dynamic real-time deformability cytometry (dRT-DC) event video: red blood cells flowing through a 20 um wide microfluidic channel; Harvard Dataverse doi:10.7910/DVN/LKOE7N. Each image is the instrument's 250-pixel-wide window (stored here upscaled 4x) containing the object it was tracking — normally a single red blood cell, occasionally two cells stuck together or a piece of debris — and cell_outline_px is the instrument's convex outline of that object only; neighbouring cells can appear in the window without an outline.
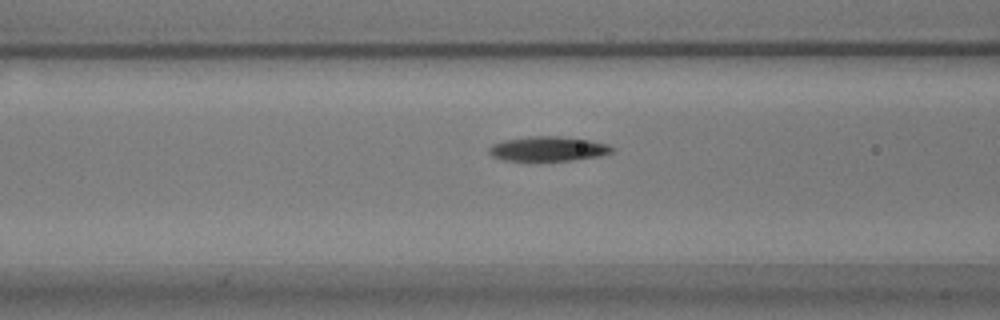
{"species": "common noctule bat (a hibernating species)", "species_latin": "Nyctalus noctula", "temperature_condition": "warm", "stored_images_in_passage": 14, "camera_frame_rate_fps": 3000, "um_per_image_px": 0.085, "animal": {"sex": "male", "body_mass_g": 17.9}, "frame": {"image": 1, "passage_image": 8, "time_ms": 2.333, "image_size_px": [1000, 320], "cell_outline_px": [[616, 148], [612, 152], [600, 156], [572, 160], [504, 160], [492, 156], [488, 152], [488, 148], [492, 144], [504, 140], [532, 136], [560, 136], [588, 140], [608, 144]], "centroid_in_image_um": [46.6, 12.64], "position_along_channel_um": 120.0, "area_um2": 17.57}}
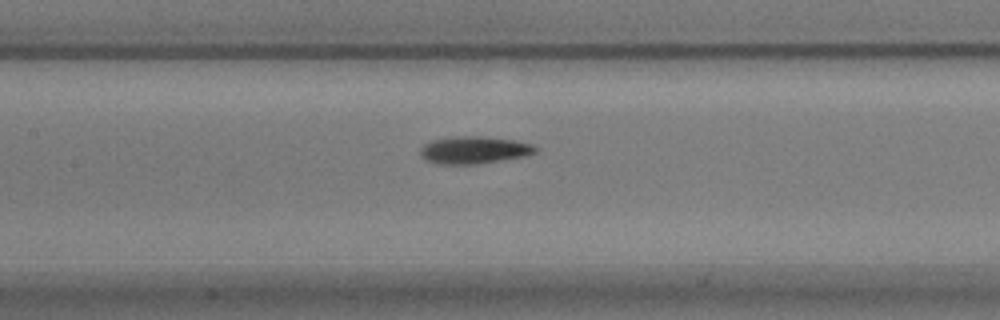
{"frame": {"image": 2, "passage_image": 12, "time_ms": 3.667, "image_size_px": [1000, 320], "cell_outline_px": [[540, 148], [536, 152], [528, 156], [476, 164], [436, 164], [424, 160], [420, 156], [420, 148], [424, 144], [432, 140], [452, 136], [484, 136], [516, 140], [532, 144]], "centroid_in_image_um": [40.31, 12.75], "position_along_channel_um": 167.1, "area_um2": 18.79}}